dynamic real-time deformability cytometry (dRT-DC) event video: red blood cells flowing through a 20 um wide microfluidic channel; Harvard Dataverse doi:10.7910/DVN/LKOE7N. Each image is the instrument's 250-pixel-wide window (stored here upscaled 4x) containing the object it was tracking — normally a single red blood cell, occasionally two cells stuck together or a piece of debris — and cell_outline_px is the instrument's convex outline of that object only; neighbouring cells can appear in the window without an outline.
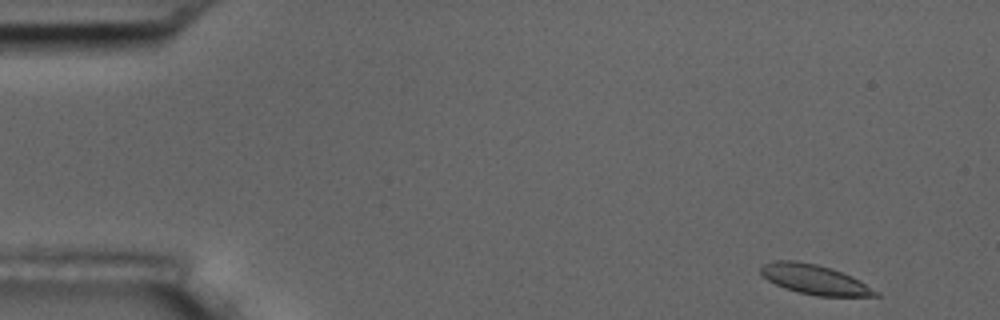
{"species": "common noctule bat (a hibernating species)", "species_latin": "Nyctalus noctula", "temperature_condition": "room temperature", "stored_images_in_passage": 53, "camera_frame_rate_fps": 3000, "um_per_image_px": 0.085, "animal": {"sex": "male", "body_mass_g": 17.5, "forearm_length_mm": 52.3}, "frame": {"image": 1, "passage_image": 2, "time_ms": 0.333, "image_size_px": [1000, 320], "cell_outline_px": [[880, 296], [816, 296], [784, 288], [768, 280], [760, 272], [760, 264], [772, 260], [796, 260], [816, 264], [832, 268], [852, 276], [860, 280], [880, 292]], "centroid_in_image_um": [69.24, 23.74], "position_along_channel_um": 15.8, "area_um2": 20.06}}
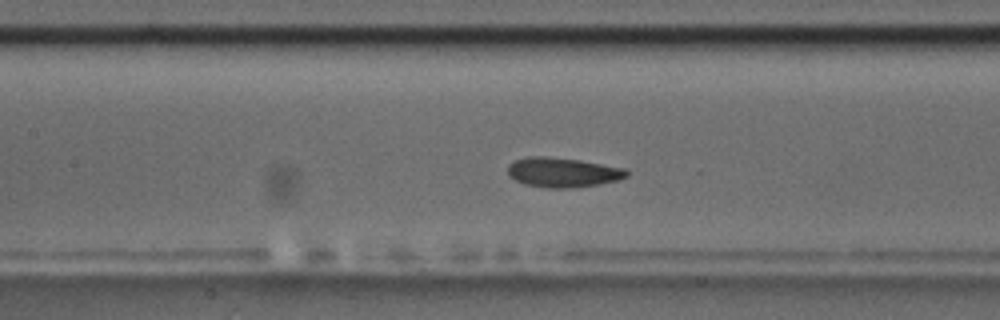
{"frame": {"image": 2, "passage_image": 23, "time_ms": 7.333, "image_size_px": [1000, 320], "cell_outline_px": [[628, 176], [620, 180], [600, 184], [568, 188], [548, 188], [524, 184], [508, 176], [508, 164], [516, 160], [528, 156], [548, 156], [580, 160], [624, 168], [628, 172]], "centroid_in_image_um": [47.83, 14.65], "position_along_channel_um": 159.6, "area_um2": 20.63}}
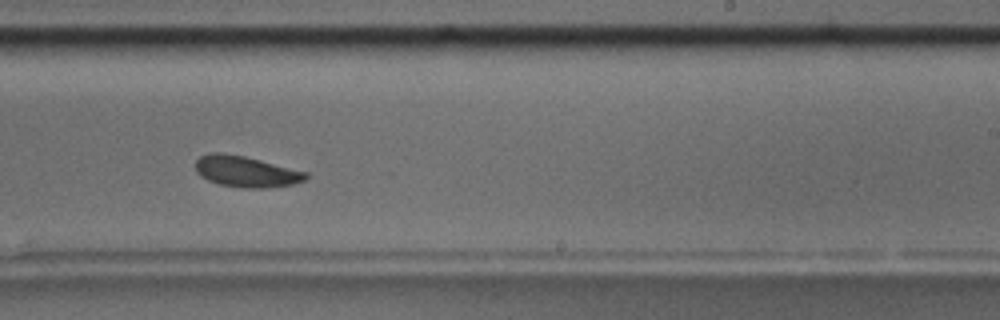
{"frame": {"image": 3, "passage_image": 32, "time_ms": 10.333, "image_size_px": [1000, 320], "cell_outline_px": [[308, 176], [304, 180], [292, 184], [264, 188], [244, 188], [220, 184], [208, 180], [200, 176], [196, 172], [196, 160], [200, 156], [212, 152], [220, 152], [244, 156], [308, 172]], "centroid_in_image_um": [20.89, 14.58], "position_along_channel_um": 268.1, "area_um2": 19.83}, "authors_computed_cell_mechanics": {"area_um2": 20.23, "velocity_mm_per_s": 3.6358, "shape_relaxation_time_tau1_ms": 2.8484, "shape_relaxation_time_tau2_ms": 1.8429, "deformation_change_tau1": 0.1238, "deformation_change_tau2": 0.0653}}